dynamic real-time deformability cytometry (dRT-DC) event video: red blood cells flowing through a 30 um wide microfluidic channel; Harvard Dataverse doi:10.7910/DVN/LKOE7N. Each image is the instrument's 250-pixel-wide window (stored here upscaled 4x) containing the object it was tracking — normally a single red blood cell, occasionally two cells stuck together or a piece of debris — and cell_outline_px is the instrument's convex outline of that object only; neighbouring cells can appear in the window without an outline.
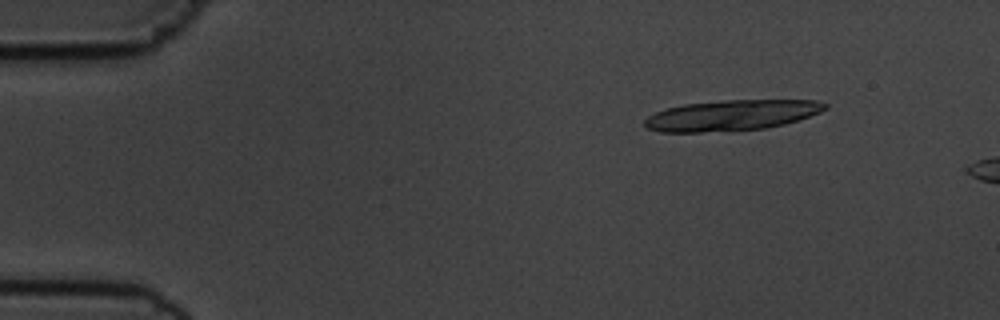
{"species": "common noctule bat (a hibernating species)", "species_latin": "Nyctalus noctula", "temperature_condition": "cold", "stored_images_in_passage": 12, "camera_frame_rate_fps": 3000, "um_per_image_px": 0.085, "animal": {"sex": "male", "body_mass_g": 19.5, "forearm_length_mm": 54.6}, "frame": {"image": 1, "passage_image": 7, "time_ms": 2.0, "image_size_px": [1000, 320], "cell_outline_px": [[828, 108], [820, 112], [784, 124], [764, 128], [700, 132], [660, 132], [648, 128], [644, 124], [644, 120], [648, 116], [656, 112], [668, 108], [684, 104], [724, 100], [816, 100], [828, 104]], "centroid_in_image_um": [62.18, 9.79], "position_along_channel_um": 22.8, "area_um2": 31.85}}